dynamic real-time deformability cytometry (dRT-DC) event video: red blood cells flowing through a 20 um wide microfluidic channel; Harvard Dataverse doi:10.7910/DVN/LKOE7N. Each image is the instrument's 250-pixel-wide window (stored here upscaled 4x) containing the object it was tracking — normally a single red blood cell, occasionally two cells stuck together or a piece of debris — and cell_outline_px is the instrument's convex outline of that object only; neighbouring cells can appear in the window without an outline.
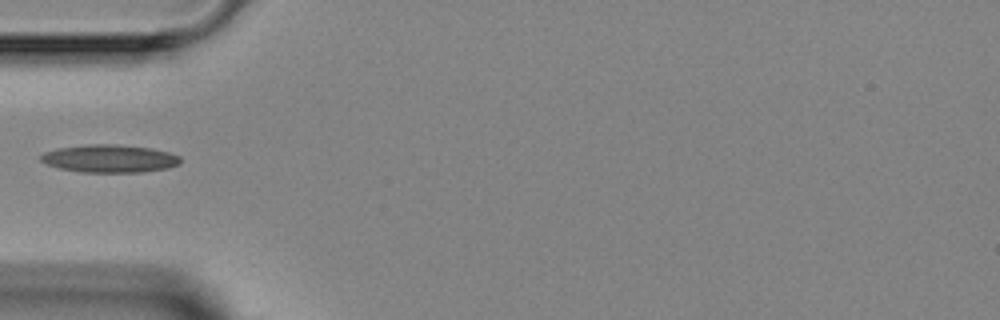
{"species": "Egyptian fruit bat (a non-hibernating species)", "species_latin": "Rousettus aegyptiacus", "temperature_condition": "room temperature", "stored_images_in_passage": 2, "camera_frame_rate_fps": 3000, "um_per_image_px": 0.085, "animal": {"sex": "female"}, "frame": {"image": 1, "passage_image": 1, "time_ms": 0.0, "image_size_px": [1000, 320], "cell_outline_px": [[180, 164], [168, 168], [144, 172], [80, 172], [60, 168], [48, 164], [40, 160], [40, 156], [44, 152], [56, 148], [88, 144], [116, 144], [152, 148], [168, 152], [180, 156]], "centroid_in_image_um": [9.33, 13.47], "position_along_channel_um": 75.7, "area_um2": 22.72}}
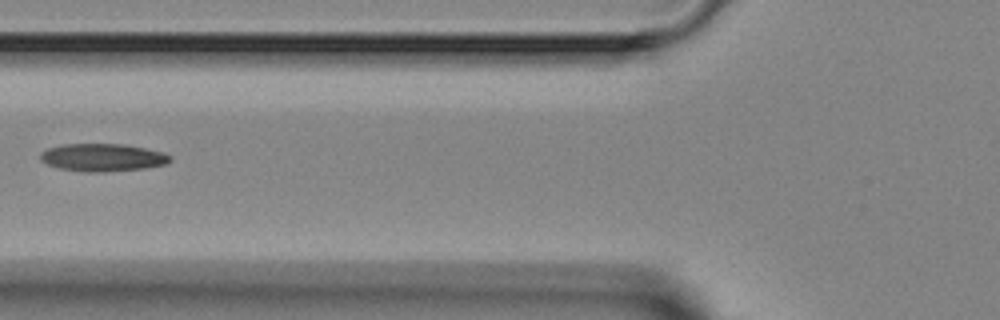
{"frame": {"image": 2, "passage_image": 2, "time_ms": 1.0, "image_size_px": [1000, 320], "cell_outline_px": [[172, 160], [168, 164], [144, 168], [104, 172], [84, 172], [60, 168], [48, 164], [40, 160], [40, 152], [48, 148], [64, 144], [124, 144], [164, 152], [172, 156]], "centroid_in_image_um": [8.75, 13.38], "position_along_channel_um": 117.0, "area_um2": 21.04}}